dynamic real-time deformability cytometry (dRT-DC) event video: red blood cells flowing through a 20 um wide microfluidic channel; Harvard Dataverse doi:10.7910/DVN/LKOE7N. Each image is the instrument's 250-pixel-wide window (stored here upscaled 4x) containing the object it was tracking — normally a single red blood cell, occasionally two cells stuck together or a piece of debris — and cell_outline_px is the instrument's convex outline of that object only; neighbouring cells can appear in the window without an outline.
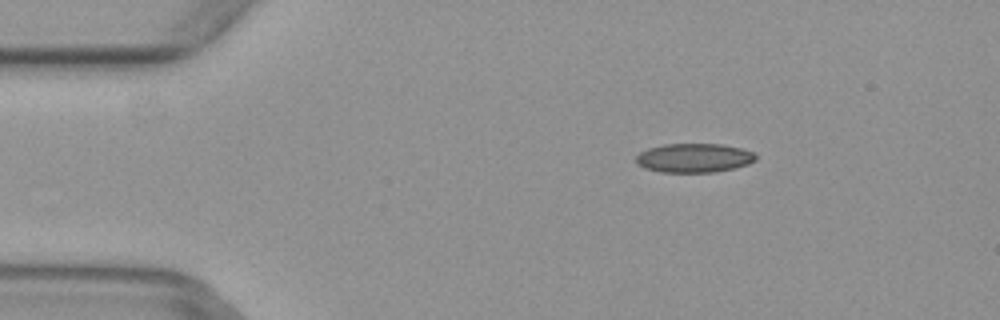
{"species": "common noctule bat (a hibernating species)", "species_latin": "Nyctalus noctula", "temperature_condition": "warm", "stored_images_in_passage": 5, "camera_frame_rate_fps": 3000, "um_per_image_px": 0.085, "animal": {"sex": "female", "body_mass_g": 29.2, "forearm_length_mm": 56.3}, "frame": {"image": 1, "passage_image": 2, "time_ms": 0.333, "image_size_px": [1000, 320], "cell_outline_px": [[756, 160], [748, 164], [716, 172], [660, 172], [644, 168], [636, 164], [636, 156], [640, 152], [648, 148], [664, 144], [720, 144], [740, 148], [756, 152]], "centroid_in_image_um": [58.98, 13.42], "position_along_channel_um": 26.0, "area_um2": 20.35}}
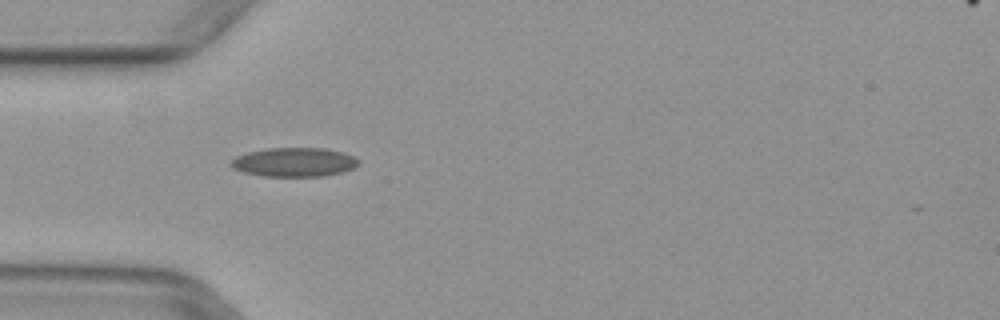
{"frame": {"image": 2, "passage_image": 4, "time_ms": 1.0, "image_size_px": [1000, 320], "cell_outline_px": [[360, 164], [352, 168], [340, 172], [324, 176], [264, 176], [244, 172], [232, 168], [228, 164], [236, 156], [248, 152], [268, 148], [324, 148], [344, 152], [356, 156], [360, 160]], "centroid_in_image_um": [25.03, 13.77], "position_along_channel_um": 60.0, "area_um2": 21.68}}